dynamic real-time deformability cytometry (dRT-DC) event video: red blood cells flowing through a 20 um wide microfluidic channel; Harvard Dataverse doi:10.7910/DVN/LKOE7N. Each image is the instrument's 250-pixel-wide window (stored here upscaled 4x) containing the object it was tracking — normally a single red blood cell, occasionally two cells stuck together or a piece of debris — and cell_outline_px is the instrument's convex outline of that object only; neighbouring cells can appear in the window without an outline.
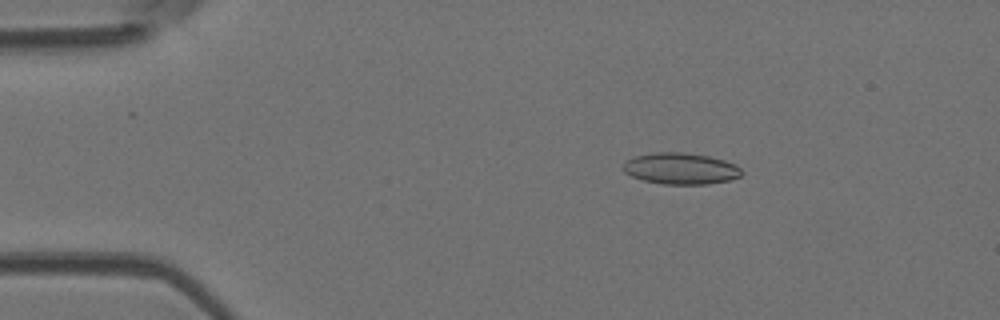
{"species": "Egyptian fruit bat (a non-hibernating species)", "species_latin": "Rousettus aegyptiacus", "temperature_condition": "room temperature", "stored_images_in_passage": 7, "segment_of_instrument_passage": [1, 2], "camera_frame_rate_fps": 3000, "um_per_image_px": 0.085, "animal": {"sex": "female"}, "frame": {"image": 1, "passage_image": 3, "time_ms": 2.0, "image_size_px": [1000, 320], "cell_outline_px": [[744, 172], [740, 176], [728, 180], [708, 184], [664, 184], [644, 180], [632, 176], [624, 172], [624, 164], [628, 160], [636, 156], [656, 152], [684, 152], [708, 156], [724, 160], [736, 164]], "centroid_in_image_um": [57.9, 14.32], "position_along_channel_um": 27.1, "area_um2": 21.5}}